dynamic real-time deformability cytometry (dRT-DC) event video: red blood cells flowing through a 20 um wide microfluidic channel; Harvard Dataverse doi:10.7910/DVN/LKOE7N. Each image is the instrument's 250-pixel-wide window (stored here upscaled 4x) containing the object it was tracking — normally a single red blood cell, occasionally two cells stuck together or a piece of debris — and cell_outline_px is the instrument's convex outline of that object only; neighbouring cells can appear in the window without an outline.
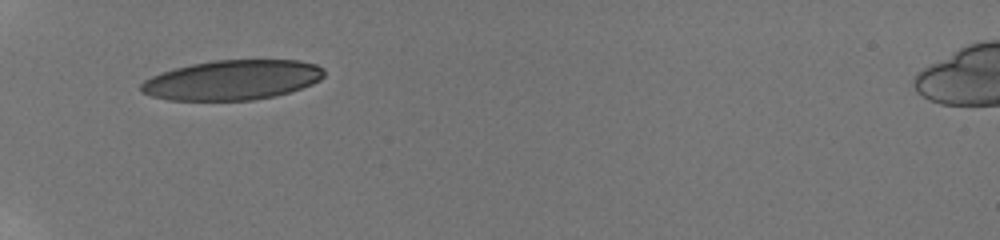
{"species": "human", "species_latin": "Homo sapiens", "temperature_condition": "room temperature", "stored_images_in_passage": 11, "camera_frame_rate_fps": 3000, "um_per_image_px": 0.085, "donor": {"sex": "male"}, "frame": {"image": 1, "passage_image": 1, "time_ms": 0.0, "image_size_px": [1000, 240], "cell_outline_px": [[324, 76], [320, 80], [312, 84], [276, 96], [252, 100], [168, 100], [152, 96], [140, 92], [140, 84], [144, 80], [160, 72], [192, 64], [212, 60], [300, 60], [316, 64], [324, 68]], "centroid_in_image_um": [19.74, 6.8], "position_along_channel_um": 65.3, "area_um2": 42.6}}